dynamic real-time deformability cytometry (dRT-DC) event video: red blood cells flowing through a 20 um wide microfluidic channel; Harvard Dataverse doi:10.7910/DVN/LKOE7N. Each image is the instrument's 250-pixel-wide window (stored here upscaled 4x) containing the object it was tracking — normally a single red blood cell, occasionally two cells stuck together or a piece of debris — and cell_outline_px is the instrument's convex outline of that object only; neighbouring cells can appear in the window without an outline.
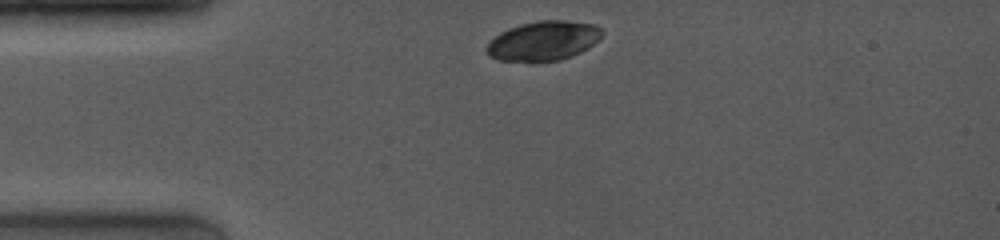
{"species": "common noctule bat (a hibernating species)", "species_latin": "Nyctalus noctula", "temperature_condition": "room temperature", "stored_images_in_passage": 4, "camera_frame_rate_fps": 4000, "um_per_image_px": 0.085, "animal": {"sex": "female", "body_mass_g": 19.0, "forearm_length_mm": 53.3}, "frame": {"image": 1, "passage_image": 1, "time_ms": 0.0, "image_size_px": [1000, 240], "cell_outline_px": [[604, 32], [588, 48], [572, 56], [560, 60], [496, 60], [488, 56], [484, 48], [488, 40], [500, 32], [508, 28], [520, 24], [536, 20], [564, 20], [596, 24]], "centroid_in_image_um": [46.13, 3.45], "position_along_channel_um": 38.9, "area_um2": 26.59}}